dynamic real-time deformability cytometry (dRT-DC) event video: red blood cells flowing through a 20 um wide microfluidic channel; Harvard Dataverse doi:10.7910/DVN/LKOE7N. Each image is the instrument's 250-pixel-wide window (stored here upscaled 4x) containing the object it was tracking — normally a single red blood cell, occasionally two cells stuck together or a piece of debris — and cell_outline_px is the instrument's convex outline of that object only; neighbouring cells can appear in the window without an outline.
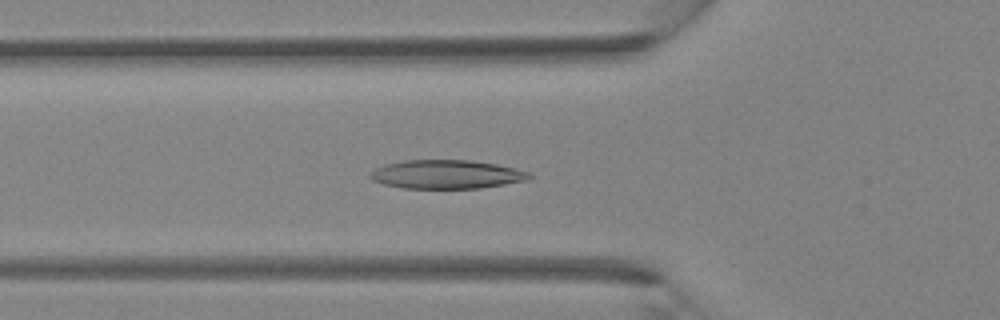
{"species": "Egyptian fruit bat (a non-hibernating species)", "species_latin": "Rousettus aegyptiacus", "temperature_condition": "room temperature", "stored_images_in_passage": 33, "camera_frame_rate_fps": 3000, "um_per_image_px": 0.085, "animal": {"sex": "female"}, "frame": {"image": 1, "passage_image": 7, "time_ms": 2.0, "image_size_px": [1000, 320], "cell_outline_px": [[532, 176], [528, 180], [480, 188], [404, 188], [384, 184], [372, 180], [368, 176], [376, 168], [384, 164], [404, 160], [468, 160], [496, 164], [528, 172]], "centroid_in_image_um": [37.92, 14.82], "position_along_channel_um": 87.9, "area_um2": 26.41}}
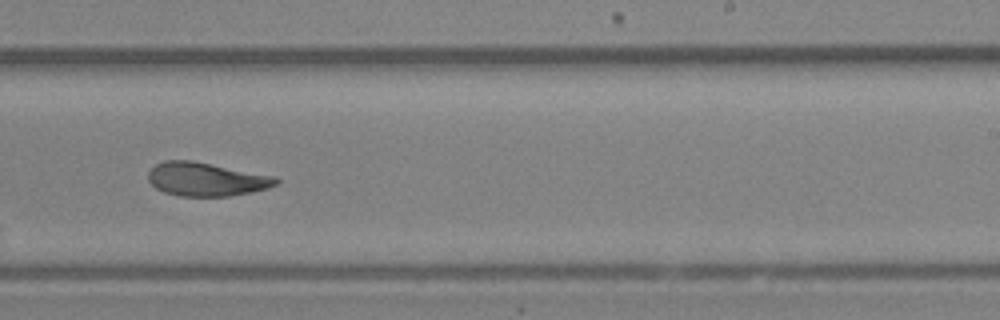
{"frame": {"image": 2, "passage_image": 18, "time_ms": 5.667, "image_size_px": [1000, 320], "cell_outline_px": [[280, 180], [276, 184], [268, 188], [252, 192], [228, 196], [180, 196], [164, 192], [156, 188], [148, 180], [148, 172], [156, 164], [164, 160], [192, 160], [276, 176]], "centroid_in_image_um": [17.54, 15.23], "position_along_channel_um": 271.5, "area_um2": 25.09}}
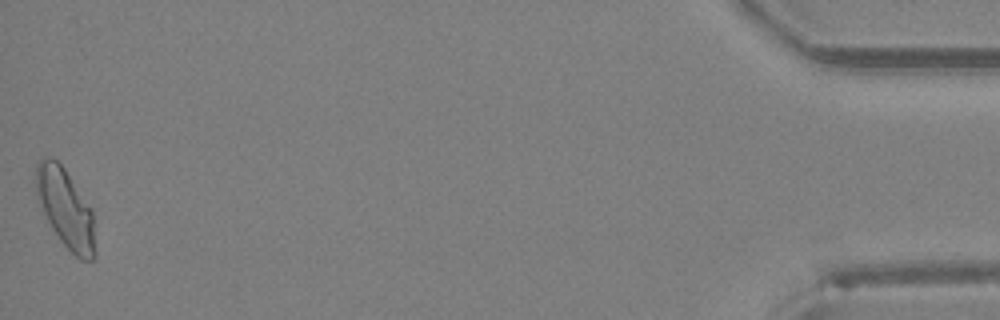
{"frame": {"image": 3, "passage_image": 33, "time_ms": 10.667, "image_size_px": [1000, 320], "cell_outline_px": [[96, 260], [80, 260], [60, 240], [52, 228], [36, 196], [32, 180], [36, 164], [44, 156], [48, 156], [56, 160], [64, 168], [92, 208], [96, 252]], "centroid_in_image_um": [5.55, 17.68], "position_along_channel_um": 429.7, "area_um2": 27.63}}